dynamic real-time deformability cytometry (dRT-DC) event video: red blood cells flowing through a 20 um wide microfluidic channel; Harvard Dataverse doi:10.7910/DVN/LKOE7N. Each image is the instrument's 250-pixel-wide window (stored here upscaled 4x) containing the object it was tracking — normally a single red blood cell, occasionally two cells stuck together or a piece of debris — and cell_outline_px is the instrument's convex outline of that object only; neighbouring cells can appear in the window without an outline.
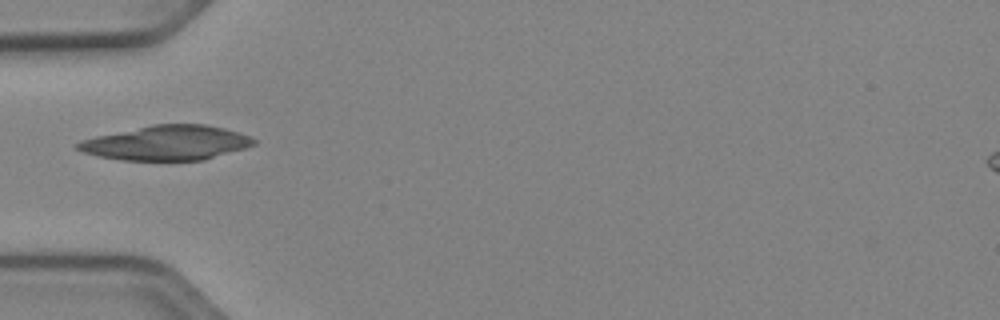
{"species": "Egyptian fruit bat (a non-hibernating species)", "species_latin": "Rousettus aegyptiacus", "temperature_condition": "cold", "stored_images_in_passage": 30, "camera_frame_rate_fps": 3000, "um_per_image_px": 0.085, "animal": {"sex": "female"}, "frame": {"image": 1, "passage_image": 1, "time_ms": 0.0, "image_size_px": [1000, 320], "cell_outline_px": [[256, 144], [244, 148], [204, 160], [120, 160], [96, 156], [84, 152], [76, 148], [76, 144], [80, 140], [96, 136], [152, 124], [204, 124], [224, 128], [252, 136], [256, 140]], "centroid_in_image_um": [14.17, 12.14], "position_along_channel_um": 70.8, "area_um2": 35.55}}
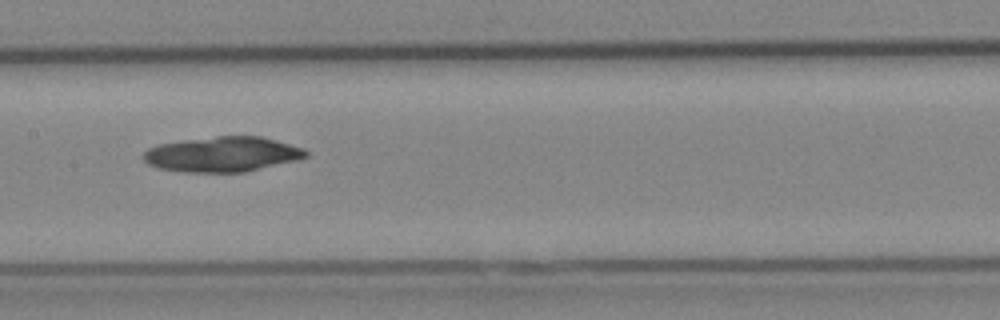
{"frame": {"image": 2, "passage_image": 10, "time_ms": 3.0, "image_size_px": [1000, 320], "cell_outline_px": [[308, 156], [296, 160], [244, 172], [184, 172], [156, 168], [148, 164], [140, 156], [148, 148], [156, 144], [184, 140], [216, 136], [264, 136], [304, 148], [308, 152]], "centroid_in_image_um": [18.87, 13.11], "position_along_channel_um": 188.5, "area_um2": 33.47}}
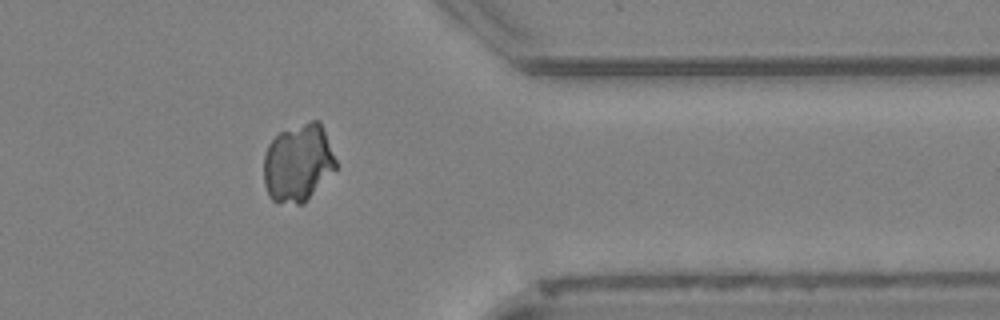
{"frame": {"image": 3, "passage_image": 26, "time_ms": 8.333, "image_size_px": [1000, 320], "cell_outline_px": [[336, 168], [304, 204], [296, 204], [272, 200], [268, 196], [264, 184], [264, 156], [268, 144], [280, 132], [312, 120], [320, 120], [336, 160]], "centroid_in_image_um": [25.33, 13.86], "position_along_channel_um": 386.1, "area_um2": 32.48}}